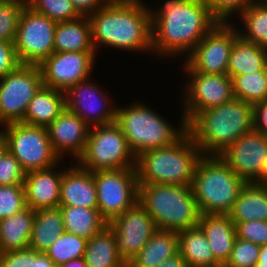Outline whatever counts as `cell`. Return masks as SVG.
<instances>
[{"instance_id":"cell-1","label":"cell","mask_w":267,"mask_h":267,"mask_svg":"<svg viewBox=\"0 0 267 267\" xmlns=\"http://www.w3.org/2000/svg\"><path fill=\"white\" fill-rule=\"evenodd\" d=\"M149 10L152 54L157 57L186 58L219 22L203 0H165Z\"/></svg>"},{"instance_id":"cell-2","label":"cell","mask_w":267,"mask_h":267,"mask_svg":"<svg viewBox=\"0 0 267 267\" xmlns=\"http://www.w3.org/2000/svg\"><path fill=\"white\" fill-rule=\"evenodd\" d=\"M147 6L143 0L131 5H105L88 16L96 53L101 45L134 53L152 52L151 18Z\"/></svg>"},{"instance_id":"cell-3","label":"cell","mask_w":267,"mask_h":267,"mask_svg":"<svg viewBox=\"0 0 267 267\" xmlns=\"http://www.w3.org/2000/svg\"><path fill=\"white\" fill-rule=\"evenodd\" d=\"M252 130L253 105L237 98L200 111L187 123V132L202 155H220Z\"/></svg>"},{"instance_id":"cell-4","label":"cell","mask_w":267,"mask_h":267,"mask_svg":"<svg viewBox=\"0 0 267 267\" xmlns=\"http://www.w3.org/2000/svg\"><path fill=\"white\" fill-rule=\"evenodd\" d=\"M201 156L188 132L173 145L142 152L136 157L138 185L192 186L196 164Z\"/></svg>"},{"instance_id":"cell-5","label":"cell","mask_w":267,"mask_h":267,"mask_svg":"<svg viewBox=\"0 0 267 267\" xmlns=\"http://www.w3.org/2000/svg\"><path fill=\"white\" fill-rule=\"evenodd\" d=\"M179 126L165 119L143 102L116 107L115 122L121 127L130 150L137 157L142 152L173 145L187 132V123L180 117ZM177 127V129H176Z\"/></svg>"},{"instance_id":"cell-6","label":"cell","mask_w":267,"mask_h":267,"mask_svg":"<svg viewBox=\"0 0 267 267\" xmlns=\"http://www.w3.org/2000/svg\"><path fill=\"white\" fill-rule=\"evenodd\" d=\"M138 202L157 229L179 232L198 226L201 213L192 186L140 183Z\"/></svg>"},{"instance_id":"cell-7","label":"cell","mask_w":267,"mask_h":267,"mask_svg":"<svg viewBox=\"0 0 267 267\" xmlns=\"http://www.w3.org/2000/svg\"><path fill=\"white\" fill-rule=\"evenodd\" d=\"M245 184L219 155H202L192 182L200 213L228 214Z\"/></svg>"},{"instance_id":"cell-8","label":"cell","mask_w":267,"mask_h":267,"mask_svg":"<svg viewBox=\"0 0 267 267\" xmlns=\"http://www.w3.org/2000/svg\"><path fill=\"white\" fill-rule=\"evenodd\" d=\"M77 162L91 172L136 169V157L116 122L89 128L85 150Z\"/></svg>"},{"instance_id":"cell-9","label":"cell","mask_w":267,"mask_h":267,"mask_svg":"<svg viewBox=\"0 0 267 267\" xmlns=\"http://www.w3.org/2000/svg\"><path fill=\"white\" fill-rule=\"evenodd\" d=\"M2 127L7 150L26 173L51 168L61 161L51 147L47 127L22 122Z\"/></svg>"},{"instance_id":"cell-10","label":"cell","mask_w":267,"mask_h":267,"mask_svg":"<svg viewBox=\"0 0 267 267\" xmlns=\"http://www.w3.org/2000/svg\"><path fill=\"white\" fill-rule=\"evenodd\" d=\"M43 86L39 65L20 64L0 79V127L21 122L29 102Z\"/></svg>"},{"instance_id":"cell-11","label":"cell","mask_w":267,"mask_h":267,"mask_svg":"<svg viewBox=\"0 0 267 267\" xmlns=\"http://www.w3.org/2000/svg\"><path fill=\"white\" fill-rule=\"evenodd\" d=\"M97 191V209L109 223L138 201L136 169L99 170L93 172Z\"/></svg>"},{"instance_id":"cell-12","label":"cell","mask_w":267,"mask_h":267,"mask_svg":"<svg viewBox=\"0 0 267 267\" xmlns=\"http://www.w3.org/2000/svg\"><path fill=\"white\" fill-rule=\"evenodd\" d=\"M183 71L190 77L184 84L182 115L188 123L198 112L222 105L234 98L232 78L227 74L194 71L185 61ZM184 99V100H183Z\"/></svg>"},{"instance_id":"cell-13","label":"cell","mask_w":267,"mask_h":267,"mask_svg":"<svg viewBox=\"0 0 267 267\" xmlns=\"http://www.w3.org/2000/svg\"><path fill=\"white\" fill-rule=\"evenodd\" d=\"M57 22L24 7L14 40L21 64L40 65L55 52L54 33Z\"/></svg>"},{"instance_id":"cell-14","label":"cell","mask_w":267,"mask_h":267,"mask_svg":"<svg viewBox=\"0 0 267 267\" xmlns=\"http://www.w3.org/2000/svg\"><path fill=\"white\" fill-rule=\"evenodd\" d=\"M233 22L219 21L187 56L185 62L196 72L227 74L229 56L239 36Z\"/></svg>"},{"instance_id":"cell-15","label":"cell","mask_w":267,"mask_h":267,"mask_svg":"<svg viewBox=\"0 0 267 267\" xmlns=\"http://www.w3.org/2000/svg\"><path fill=\"white\" fill-rule=\"evenodd\" d=\"M107 225L114 232L117 252L126 265L158 230L153 218L138 201Z\"/></svg>"},{"instance_id":"cell-16","label":"cell","mask_w":267,"mask_h":267,"mask_svg":"<svg viewBox=\"0 0 267 267\" xmlns=\"http://www.w3.org/2000/svg\"><path fill=\"white\" fill-rule=\"evenodd\" d=\"M96 54V51L54 52L39 65L43 86L65 92L91 78L98 57Z\"/></svg>"},{"instance_id":"cell-17","label":"cell","mask_w":267,"mask_h":267,"mask_svg":"<svg viewBox=\"0 0 267 267\" xmlns=\"http://www.w3.org/2000/svg\"><path fill=\"white\" fill-rule=\"evenodd\" d=\"M246 183L259 182L267 167V137L252 130L219 155Z\"/></svg>"},{"instance_id":"cell-18","label":"cell","mask_w":267,"mask_h":267,"mask_svg":"<svg viewBox=\"0 0 267 267\" xmlns=\"http://www.w3.org/2000/svg\"><path fill=\"white\" fill-rule=\"evenodd\" d=\"M91 82L88 78L69 87L64 92L65 108L77 114L89 127L115 122L117 105L111 104L106 90Z\"/></svg>"},{"instance_id":"cell-19","label":"cell","mask_w":267,"mask_h":267,"mask_svg":"<svg viewBox=\"0 0 267 267\" xmlns=\"http://www.w3.org/2000/svg\"><path fill=\"white\" fill-rule=\"evenodd\" d=\"M89 128L66 108L47 127L51 147L60 160L66 155L72 156L75 162L78 160L85 150Z\"/></svg>"},{"instance_id":"cell-20","label":"cell","mask_w":267,"mask_h":267,"mask_svg":"<svg viewBox=\"0 0 267 267\" xmlns=\"http://www.w3.org/2000/svg\"><path fill=\"white\" fill-rule=\"evenodd\" d=\"M62 163L60 161L51 168L26 173L23 185L27 207L35 211L59 207L63 168L58 167Z\"/></svg>"},{"instance_id":"cell-21","label":"cell","mask_w":267,"mask_h":267,"mask_svg":"<svg viewBox=\"0 0 267 267\" xmlns=\"http://www.w3.org/2000/svg\"><path fill=\"white\" fill-rule=\"evenodd\" d=\"M73 164L63 169L59 206L97 209V191L93 172L83 169L76 162Z\"/></svg>"},{"instance_id":"cell-22","label":"cell","mask_w":267,"mask_h":267,"mask_svg":"<svg viewBox=\"0 0 267 267\" xmlns=\"http://www.w3.org/2000/svg\"><path fill=\"white\" fill-rule=\"evenodd\" d=\"M198 226L204 232L214 258L224 265L237 238L235 224L228 214H201Z\"/></svg>"},{"instance_id":"cell-23","label":"cell","mask_w":267,"mask_h":267,"mask_svg":"<svg viewBox=\"0 0 267 267\" xmlns=\"http://www.w3.org/2000/svg\"><path fill=\"white\" fill-rule=\"evenodd\" d=\"M228 215L235 225L244 221H267V185L246 183Z\"/></svg>"},{"instance_id":"cell-24","label":"cell","mask_w":267,"mask_h":267,"mask_svg":"<svg viewBox=\"0 0 267 267\" xmlns=\"http://www.w3.org/2000/svg\"><path fill=\"white\" fill-rule=\"evenodd\" d=\"M34 218L35 210L27 207L0 219V253L29 248Z\"/></svg>"},{"instance_id":"cell-25","label":"cell","mask_w":267,"mask_h":267,"mask_svg":"<svg viewBox=\"0 0 267 267\" xmlns=\"http://www.w3.org/2000/svg\"><path fill=\"white\" fill-rule=\"evenodd\" d=\"M65 109L64 91L42 86L29 102L22 123L48 127Z\"/></svg>"},{"instance_id":"cell-26","label":"cell","mask_w":267,"mask_h":267,"mask_svg":"<svg viewBox=\"0 0 267 267\" xmlns=\"http://www.w3.org/2000/svg\"><path fill=\"white\" fill-rule=\"evenodd\" d=\"M179 253L177 232L158 229L127 267H157L166 259Z\"/></svg>"},{"instance_id":"cell-27","label":"cell","mask_w":267,"mask_h":267,"mask_svg":"<svg viewBox=\"0 0 267 267\" xmlns=\"http://www.w3.org/2000/svg\"><path fill=\"white\" fill-rule=\"evenodd\" d=\"M55 52L95 51L91 26L87 16L72 21L59 22L54 33Z\"/></svg>"},{"instance_id":"cell-28","label":"cell","mask_w":267,"mask_h":267,"mask_svg":"<svg viewBox=\"0 0 267 267\" xmlns=\"http://www.w3.org/2000/svg\"><path fill=\"white\" fill-rule=\"evenodd\" d=\"M267 70V48L244 40L235 39L229 56L227 75L234 76Z\"/></svg>"},{"instance_id":"cell-29","label":"cell","mask_w":267,"mask_h":267,"mask_svg":"<svg viewBox=\"0 0 267 267\" xmlns=\"http://www.w3.org/2000/svg\"><path fill=\"white\" fill-rule=\"evenodd\" d=\"M179 253L189 267H217L208 240L199 226L177 232Z\"/></svg>"},{"instance_id":"cell-30","label":"cell","mask_w":267,"mask_h":267,"mask_svg":"<svg viewBox=\"0 0 267 267\" xmlns=\"http://www.w3.org/2000/svg\"><path fill=\"white\" fill-rule=\"evenodd\" d=\"M64 232V221L59 207L36 210L29 248L45 253Z\"/></svg>"},{"instance_id":"cell-31","label":"cell","mask_w":267,"mask_h":267,"mask_svg":"<svg viewBox=\"0 0 267 267\" xmlns=\"http://www.w3.org/2000/svg\"><path fill=\"white\" fill-rule=\"evenodd\" d=\"M83 259L88 267H127L117 252L114 232L108 225L88 239Z\"/></svg>"},{"instance_id":"cell-32","label":"cell","mask_w":267,"mask_h":267,"mask_svg":"<svg viewBox=\"0 0 267 267\" xmlns=\"http://www.w3.org/2000/svg\"><path fill=\"white\" fill-rule=\"evenodd\" d=\"M59 208L62 213L65 232L87 240L107 225V222L100 216L98 209L78 206H59Z\"/></svg>"},{"instance_id":"cell-33","label":"cell","mask_w":267,"mask_h":267,"mask_svg":"<svg viewBox=\"0 0 267 267\" xmlns=\"http://www.w3.org/2000/svg\"><path fill=\"white\" fill-rule=\"evenodd\" d=\"M239 17L244 28H237L239 35L248 42L267 48V1H255Z\"/></svg>"},{"instance_id":"cell-34","label":"cell","mask_w":267,"mask_h":267,"mask_svg":"<svg viewBox=\"0 0 267 267\" xmlns=\"http://www.w3.org/2000/svg\"><path fill=\"white\" fill-rule=\"evenodd\" d=\"M234 98L254 105L267 99V70L232 78Z\"/></svg>"},{"instance_id":"cell-35","label":"cell","mask_w":267,"mask_h":267,"mask_svg":"<svg viewBox=\"0 0 267 267\" xmlns=\"http://www.w3.org/2000/svg\"><path fill=\"white\" fill-rule=\"evenodd\" d=\"M87 239L64 232L61 236L45 251V254L59 267L71 260L84 257Z\"/></svg>"},{"instance_id":"cell-36","label":"cell","mask_w":267,"mask_h":267,"mask_svg":"<svg viewBox=\"0 0 267 267\" xmlns=\"http://www.w3.org/2000/svg\"><path fill=\"white\" fill-rule=\"evenodd\" d=\"M27 7L57 23L80 17L70 0H28Z\"/></svg>"},{"instance_id":"cell-37","label":"cell","mask_w":267,"mask_h":267,"mask_svg":"<svg viewBox=\"0 0 267 267\" xmlns=\"http://www.w3.org/2000/svg\"><path fill=\"white\" fill-rule=\"evenodd\" d=\"M0 267H56L43 252L31 248L0 253Z\"/></svg>"},{"instance_id":"cell-38","label":"cell","mask_w":267,"mask_h":267,"mask_svg":"<svg viewBox=\"0 0 267 267\" xmlns=\"http://www.w3.org/2000/svg\"><path fill=\"white\" fill-rule=\"evenodd\" d=\"M27 208L23 184L0 185V219L12 216Z\"/></svg>"},{"instance_id":"cell-39","label":"cell","mask_w":267,"mask_h":267,"mask_svg":"<svg viewBox=\"0 0 267 267\" xmlns=\"http://www.w3.org/2000/svg\"><path fill=\"white\" fill-rule=\"evenodd\" d=\"M260 247L251 241L236 238L224 267H255L259 260Z\"/></svg>"},{"instance_id":"cell-40","label":"cell","mask_w":267,"mask_h":267,"mask_svg":"<svg viewBox=\"0 0 267 267\" xmlns=\"http://www.w3.org/2000/svg\"><path fill=\"white\" fill-rule=\"evenodd\" d=\"M26 6L0 3V41L14 42L20 16Z\"/></svg>"},{"instance_id":"cell-41","label":"cell","mask_w":267,"mask_h":267,"mask_svg":"<svg viewBox=\"0 0 267 267\" xmlns=\"http://www.w3.org/2000/svg\"><path fill=\"white\" fill-rule=\"evenodd\" d=\"M210 8L211 13L222 22H229L257 0H203ZM236 12V13H235ZM232 14H235L234 16Z\"/></svg>"},{"instance_id":"cell-42","label":"cell","mask_w":267,"mask_h":267,"mask_svg":"<svg viewBox=\"0 0 267 267\" xmlns=\"http://www.w3.org/2000/svg\"><path fill=\"white\" fill-rule=\"evenodd\" d=\"M25 175L20 163L6 150L0 157V185L23 184Z\"/></svg>"},{"instance_id":"cell-43","label":"cell","mask_w":267,"mask_h":267,"mask_svg":"<svg viewBox=\"0 0 267 267\" xmlns=\"http://www.w3.org/2000/svg\"><path fill=\"white\" fill-rule=\"evenodd\" d=\"M236 237L259 246L267 245V221H244L235 225Z\"/></svg>"},{"instance_id":"cell-44","label":"cell","mask_w":267,"mask_h":267,"mask_svg":"<svg viewBox=\"0 0 267 267\" xmlns=\"http://www.w3.org/2000/svg\"><path fill=\"white\" fill-rule=\"evenodd\" d=\"M20 64L14 42L0 41V79L15 70Z\"/></svg>"},{"instance_id":"cell-45","label":"cell","mask_w":267,"mask_h":267,"mask_svg":"<svg viewBox=\"0 0 267 267\" xmlns=\"http://www.w3.org/2000/svg\"><path fill=\"white\" fill-rule=\"evenodd\" d=\"M253 130L267 137V99L253 105Z\"/></svg>"},{"instance_id":"cell-46","label":"cell","mask_w":267,"mask_h":267,"mask_svg":"<svg viewBox=\"0 0 267 267\" xmlns=\"http://www.w3.org/2000/svg\"><path fill=\"white\" fill-rule=\"evenodd\" d=\"M80 16H90L105 5L101 0H70Z\"/></svg>"},{"instance_id":"cell-47","label":"cell","mask_w":267,"mask_h":267,"mask_svg":"<svg viewBox=\"0 0 267 267\" xmlns=\"http://www.w3.org/2000/svg\"><path fill=\"white\" fill-rule=\"evenodd\" d=\"M157 267H189L186 261L182 258L180 253L166 259Z\"/></svg>"},{"instance_id":"cell-48","label":"cell","mask_w":267,"mask_h":267,"mask_svg":"<svg viewBox=\"0 0 267 267\" xmlns=\"http://www.w3.org/2000/svg\"><path fill=\"white\" fill-rule=\"evenodd\" d=\"M104 5H131L141 0H101Z\"/></svg>"},{"instance_id":"cell-49","label":"cell","mask_w":267,"mask_h":267,"mask_svg":"<svg viewBox=\"0 0 267 267\" xmlns=\"http://www.w3.org/2000/svg\"><path fill=\"white\" fill-rule=\"evenodd\" d=\"M59 267H88L83 258L71 260L65 264L60 265Z\"/></svg>"},{"instance_id":"cell-50","label":"cell","mask_w":267,"mask_h":267,"mask_svg":"<svg viewBox=\"0 0 267 267\" xmlns=\"http://www.w3.org/2000/svg\"><path fill=\"white\" fill-rule=\"evenodd\" d=\"M6 150H7L6 139L2 131V127H0V157L4 154Z\"/></svg>"},{"instance_id":"cell-51","label":"cell","mask_w":267,"mask_h":267,"mask_svg":"<svg viewBox=\"0 0 267 267\" xmlns=\"http://www.w3.org/2000/svg\"><path fill=\"white\" fill-rule=\"evenodd\" d=\"M258 261H267V245H262L259 252Z\"/></svg>"},{"instance_id":"cell-52","label":"cell","mask_w":267,"mask_h":267,"mask_svg":"<svg viewBox=\"0 0 267 267\" xmlns=\"http://www.w3.org/2000/svg\"><path fill=\"white\" fill-rule=\"evenodd\" d=\"M0 3L15 4V5H28V0H0Z\"/></svg>"},{"instance_id":"cell-53","label":"cell","mask_w":267,"mask_h":267,"mask_svg":"<svg viewBox=\"0 0 267 267\" xmlns=\"http://www.w3.org/2000/svg\"><path fill=\"white\" fill-rule=\"evenodd\" d=\"M258 183L267 185V167H266V170L264 172L263 178Z\"/></svg>"},{"instance_id":"cell-54","label":"cell","mask_w":267,"mask_h":267,"mask_svg":"<svg viewBox=\"0 0 267 267\" xmlns=\"http://www.w3.org/2000/svg\"><path fill=\"white\" fill-rule=\"evenodd\" d=\"M255 267H267V261H258Z\"/></svg>"}]
</instances>
